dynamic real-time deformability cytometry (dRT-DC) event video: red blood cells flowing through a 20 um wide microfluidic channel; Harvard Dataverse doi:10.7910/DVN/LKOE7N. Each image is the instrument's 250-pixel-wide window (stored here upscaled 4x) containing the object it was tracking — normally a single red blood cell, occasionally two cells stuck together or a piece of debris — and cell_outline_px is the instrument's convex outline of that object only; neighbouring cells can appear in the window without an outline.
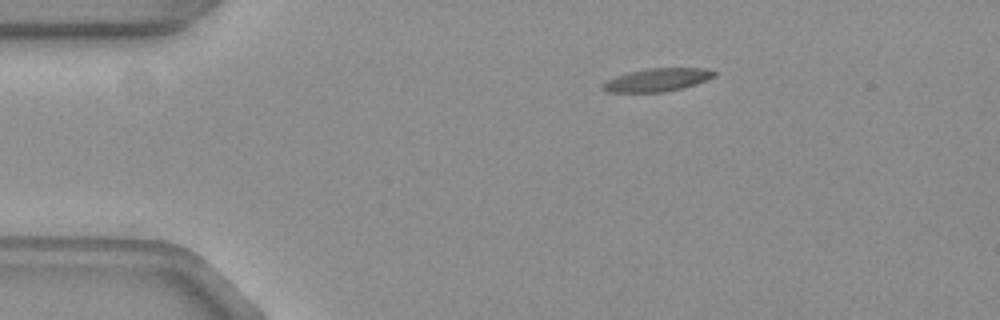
{"species": "common noctule bat (a hibernating species)", "species_latin": "Nyctalus noctula", "temperature_condition": "warm", "stored_images_in_passage": 46, "camera_frame_rate_fps": 3000, "um_per_image_px": 0.085, "animal": {"sex": "female", "body_mass_g": 19.3, "forearm_length_mm": 54.1}, "frame": {"image": 1, "passage_image": 1, "time_ms": 0.0, "image_size_px": [1000, 320], "cell_outline_px": [[716, 76], [696, 84], [664, 92], [608, 92], [600, 88], [600, 84], [616, 76], [648, 68], [704, 68], [716, 72]], "centroid_in_image_um": [55.85, 6.79], "position_along_channel_um": 29.1, "area_um2": 14.85}}
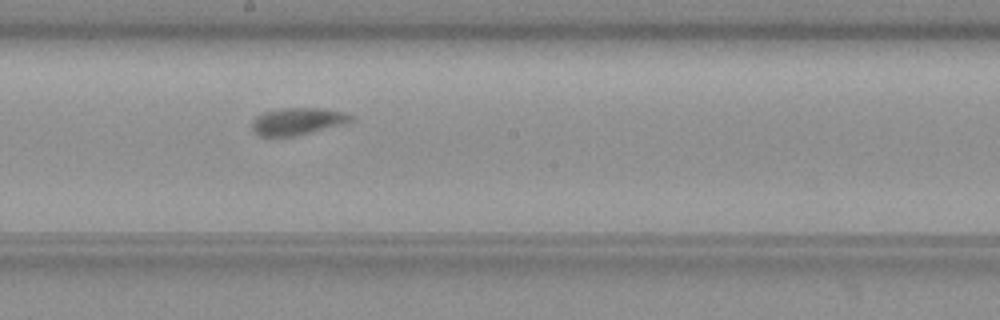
{"frame": {"image": 2, "passage_image": 21, "time_ms": 6.667, "image_size_px": [1000, 320], "cell_outline_px": [[356, 116], [352, 120], [340, 124], [296, 136], [260, 136], [252, 128], [252, 120], [256, 116], [264, 112], [280, 108], [324, 108], [344, 112]], "centroid_in_image_um": [25.28, 10.29], "position_along_channel_um": 222.9, "area_um2": 15.49}}
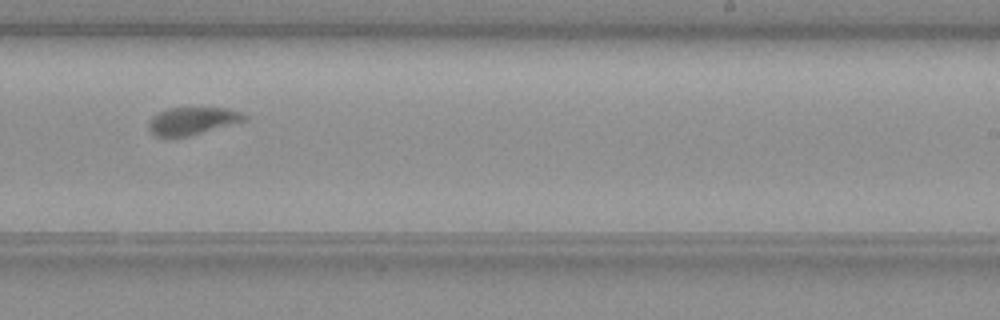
{"frame": {"image": 3, "passage_image": 25, "time_ms": 8.0, "image_size_px": [1000, 320], "cell_outline_px": [[248, 120], [184, 136], [156, 136], [148, 128], [148, 124], [152, 116], [168, 108], [228, 108], [244, 112], [248, 116]], "centroid_in_image_um": [16.39, 10.25], "position_along_channel_um": 272.6, "area_um2": 15.09}, "authors_computed_cell_mechanics": {"area_um2": 15.7216, "velocity_mm_per_s": 3.7448, "shape_relaxation_time_tau1_ms": 3.6746, "shape_relaxation_time_tau2_ms": 0.9774, "deformation_change_tau1": 0.2062, "deformation_change_tau2": 0.0839}}